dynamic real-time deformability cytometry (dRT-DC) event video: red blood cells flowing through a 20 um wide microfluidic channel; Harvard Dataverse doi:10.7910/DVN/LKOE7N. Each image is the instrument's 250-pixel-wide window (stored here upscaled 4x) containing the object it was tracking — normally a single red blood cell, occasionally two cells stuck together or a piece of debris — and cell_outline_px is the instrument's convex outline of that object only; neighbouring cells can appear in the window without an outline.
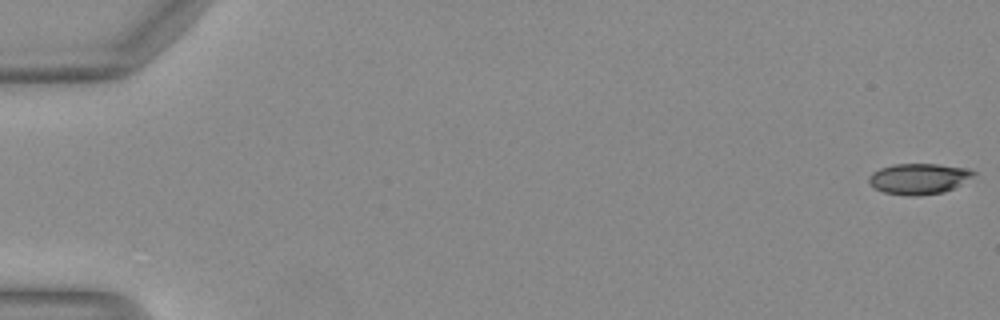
{"species": "Egyptian fruit bat (a non-hibernating species)", "species_latin": "Rousettus aegyptiacus", "temperature_condition": "warm", "stored_images_in_passage": 51, "camera_frame_rate_fps": 3000, "um_per_image_px": 0.085, "animal": {"sex": "female"}, "frame": {"image": 1, "passage_image": 1, "time_ms": 0.0, "image_size_px": [1000, 320], "cell_outline_px": [[976, 172], [972, 176], [960, 184], [944, 192], [920, 196], [904, 196], [884, 192], [876, 188], [868, 180], [868, 176], [872, 172], [880, 168], [892, 164], [936, 164], [968, 168]], "centroid_in_image_um": [78.07, 15.19], "position_along_channel_um": 6.9, "area_um2": 18.73}}
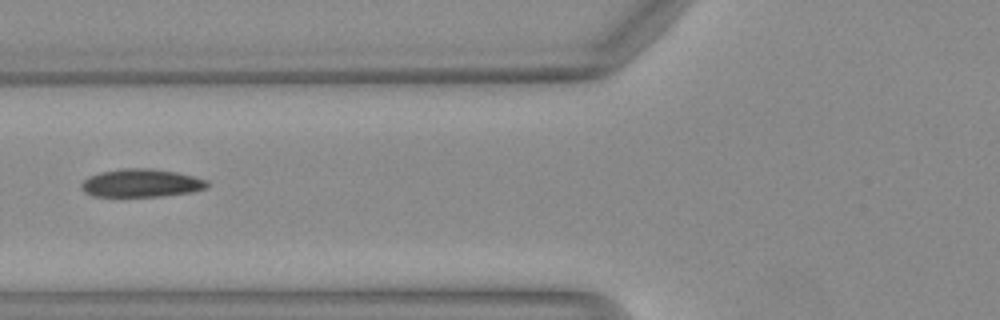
{"frame": {"image": 2, "passage_image": 21, "time_ms": 6.667, "image_size_px": [1000, 320], "cell_outline_px": [[208, 188], [192, 192], [160, 196], [92, 196], [84, 192], [80, 188], [80, 184], [88, 176], [100, 172], [124, 168], [152, 168], [176, 172], [208, 180]], "centroid_in_image_um": [11.99, 15.56], "position_along_channel_um": 113.8, "area_um2": 20.69}}
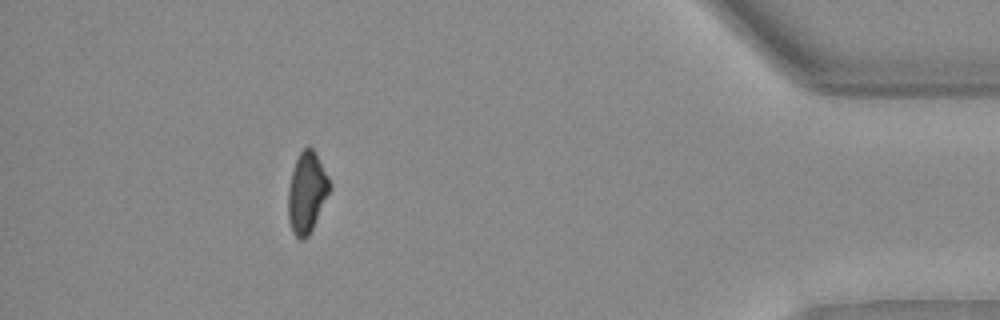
{"frame": {"image": 3, "passage_image": 46, "time_ms": 15.0, "image_size_px": [1000, 320], "cell_outline_px": [[332, 188], [308, 236], [300, 240], [292, 232], [288, 220], [288, 188], [292, 172], [296, 160], [300, 152], [308, 144], [316, 152], [332, 184]], "centroid_in_image_um": [26.09, 16.34], "position_along_channel_um": 409.1, "area_um2": 19.65}}